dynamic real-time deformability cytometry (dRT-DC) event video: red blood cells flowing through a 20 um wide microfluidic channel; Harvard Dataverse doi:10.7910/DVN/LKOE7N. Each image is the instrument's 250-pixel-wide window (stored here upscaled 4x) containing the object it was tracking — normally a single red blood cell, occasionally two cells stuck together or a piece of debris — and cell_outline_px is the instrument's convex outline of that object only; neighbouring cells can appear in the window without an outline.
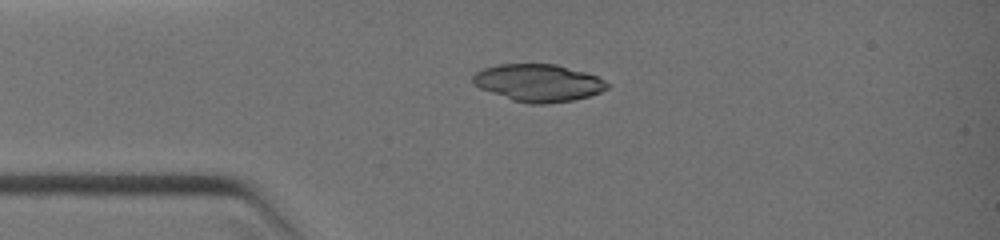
{"species": "common noctule bat (a hibernating species)", "species_latin": "Nyctalus noctula", "temperature_condition": "warm", "stored_images_in_passage": 16, "camera_frame_rate_fps": 3000, "um_per_image_px": 0.085, "animal": {"sex": "female", "body_mass_g": 19.0, "forearm_length_mm": 51.5}, "frame": {"image": 1, "passage_image": 1, "time_ms": 0.0, "image_size_px": [1000, 240], "cell_outline_px": [[608, 88], [600, 92], [588, 96], [572, 100], [544, 104], [528, 104], [512, 100], [480, 88], [472, 84], [472, 76], [476, 72], [484, 68], [496, 64], [556, 64], [584, 72], [596, 76], [604, 80], [608, 84]], "centroid_in_image_um": [45.72, 7.04], "position_along_channel_um": 39.3, "area_um2": 29.13}}
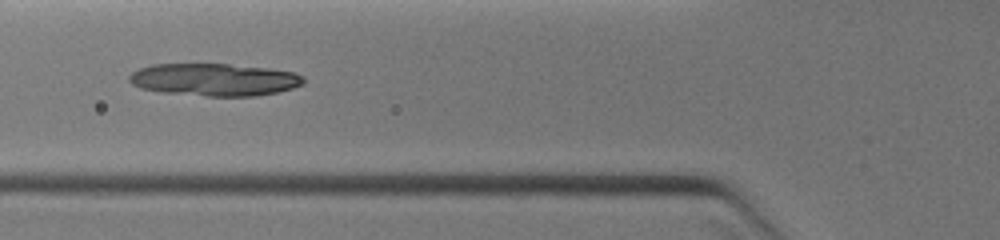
{"frame": {"image": 2, "passage_image": 10, "time_ms": 1.667, "image_size_px": [1000, 240], "cell_outline_px": [[304, 84], [292, 88], [276, 92], [256, 96], [208, 96], [160, 92], [140, 88], [132, 84], [128, 80], [128, 76], [132, 72], [140, 68], [152, 64], [228, 64], [268, 68], [296, 72], [304, 76]], "centroid_in_image_um": [18.22, 6.77], "position_along_channel_um": 107.6, "area_um2": 33.12}}
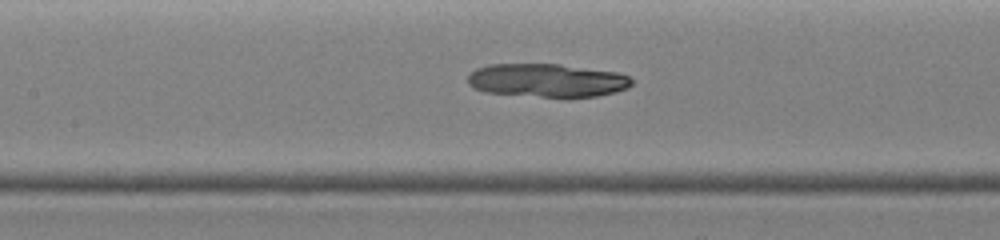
{"frame": {"image": 3, "passage_image": 15, "time_ms": 2.667, "image_size_px": [1000, 240], "cell_outline_px": [[632, 84], [628, 88], [616, 92], [596, 96], [568, 100], [484, 92], [472, 88], [468, 84], [468, 76], [476, 68], [488, 64], [560, 64], [620, 72], [628, 76], [632, 80]], "centroid_in_image_um": [46.53, 6.87], "position_along_channel_um": 160.9, "area_um2": 33.06}}